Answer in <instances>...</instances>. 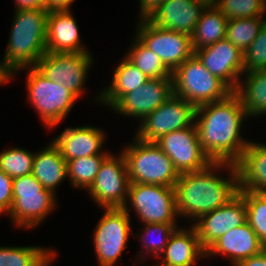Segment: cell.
<instances>
[{
  "label": "cell",
  "mask_w": 266,
  "mask_h": 266,
  "mask_svg": "<svg viewBox=\"0 0 266 266\" xmlns=\"http://www.w3.org/2000/svg\"><path fill=\"white\" fill-rule=\"evenodd\" d=\"M77 21L71 10L49 11L47 15L46 52H88L80 40Z\"/></svg>",
  "instance_id": "21"
},
{
  "label": "cell",
  "mask_w": 266,
  "mask_h": 266,
  "mask_svg": "<svg viewBox=\"0 0 266 266\" xmlns=\"http://www.w3.org/2000/svg\"><path fill=\"white\" fill-rule=\"evenodd\" d=\"M126 160L130 183L174 187L179 173L171 159L155 142H145L137 137L121 151Z\"/></svg>",
  "instance_id": "4"
},
{
  "label": "cell",
  "mask_w": 266,
  "mask_h": 266,
  "mask_svg": "<svg viewBox=\"0 0 266 266\" xmlns=\"http://www.w3.org/2000/svg\"><path fill=\"white\" fill-rule=\"evenodd\" d=\"M28 100L46 128L59 125L71 111L78 98L63 85L44 77L35 67H27Z\"/></svg>",
  "instance_id": "7"
},
{
  "label": "cell",
  "mask_w": 266,
  "mask_h": 266,
  "mask_svg": "<svg viewBox=\"0 0 266 266\" xmlns=\"http://www.w3.org/2000/svg\"><path fill=\"white\" fill-rule=\"evenodd\" d=\"M109 155H92L67 161V172L71 185L88 190L95 181L103 161Z\"/></svg>",
  "instance_id": "29"
},
{
  "label": "cell",
  "mask_w": 266,
  "mask_h": 266,
  "mask_svg": "<svg viewBox=\"0 0 266 266\" xmlns=\"http://www.w3.org/2000/svg\"><path fill=\"white\" fill-rule=\"evenodd\" d=\"M74 1L75 0H46V10L48 12L70 10V6Z\"/></svg>",
  "instance_id": "39"
},
{
  "label": "cell",
  "mask_w": 266,
  "mask_h": 266,
  "mask_svg": "<svg viewBox=\"0 0 266 266\" xmlns=\"http://www.w3.org/2000/svg\"><path fill=\"white\" fill-rule=\"evenodd\" d=\"M149 78L134 66L125 56L115 68L112 81L96 97L98 103L110 108L124 95L145 84Z\"/></svg>",
  "instance_id": "25"
},
{
  "label": "cell",
  "mask_w": 266,
  "mask_h": 266,
  "mask_svg": "<svg viewBox=\"0 0 266 266\" xmlns=\"http://www.w3.org/2000/svg\"><path fill=\"white\" fill-rule=\"evenodd\" d=\"M89 52L54 53L46 52L35 68L47 79L63 85L78 99L84 93L89 68L94 64Z\"/></svg>",
  "instance_id": "10"
},
{
  "label": "cell",
  "mask_w": 266,
  "mask_h": 266,
  "mask_svg": "<svg viewBox=\"0 0 266 266\" xmlns=\"http://www.w3.org/2000/svg\"><path fill=\"white\" fill-rule=\"evenodd\" d=\"M237 89L242 106L249 117L266 115V70L243 73Z\"/></svg>",
  "instance_id": "26"
},
{
  "label": "cell",
  "mask_w": 266,
  "mask_h": 266,
  "mask_svg": "<svg viewBox=\"0 0 266 266\" xmlns=\"http://www.w3.org/2000/svg\"><path fill=\"white\" fill-rule=\"evenodd\" d=\"M13 204V179L0 169V215L9 213Z\"/></svg>",
  "instance_id": "37"
},
{
  "label": "cell",
  "mask_w": 266,
  "mask_h": 266,
  "mask_svg": "<svg viewBox=\"0 0 266 266\" xmlns=\"http://www.w3.org/2000/svg\"><path fill=\"white\" fill-rule=\"evenodd\" d=\"M93 233V246L99 266H114L133 234L128 208H103ZM132 232V233H131Z\"/></svg>",
  "instance_id": "8"
},
{
  "label": "cell",
  "mask_w": 266,
  "mask_h": 266,
  "mask_svg": "<svg viewBox=\"0 0 266 266\" xmlns=\"http://www.w3.org/2000/svg\"><path fill=\"white\" fill-rule=\"evenodd\" d=\"M265 22L264 16L228 20L225 38L244 53Z\"/></svg>",
  "instance_id": "30"
},
{
  "label": "cell",
  "mask_w": 266,
  "mask_h": 266,
  "mask_svg": "<svg viewBox=\"0 0 266 266\" xmlns=\"http://www.w3.org/2000/svg\"><path fill=\"white\" fill-rule=\"evenodd\" d=\"M172 78H153L124 94L112 107L114 113L144 119L173 96Z\"/></svg>",
  "instance_id": "16"
},
{
  "label": "cell",
  "mask_w": 266,
  "mask_h": 266,
  "mask_svg": "<svg viewBox=\"0 0 266 266\" xmlns=\"http://www.w3.org/2000/svg\"><path fill=\"white\" fill-rule=\"evenodd\" d=\"M125 54V57L149 79L172 78V72L162 60L151 50L146 48L136 37Z\"/></svg>",
  "instance_id": "28"
},
{
  "label": "cell",
  "mask_w": 266,
  "mask_h": 266,
  "mask_svg": "<svg viewBox=\"0 0 266 266\" xmlns=\"http://www.w3.org/2000/svg\"><path fill=\"white\" fill-rule=\"evenodd\" d=\"M236 165L239 191L266 194V144L250 141Z\"/></svg>",
  "instance_id": "23"
},
{
  "label": "cell",
  "mask_w": 266,
  "mask_h": 266,
  "mask_svg": "<svg viewBox=\"0 0 266 266\" xmlns=\"http://www.w3.org/2000/svg\"><path fill=\"white\" fill-rule=\"evenodd\" d=\"M15 10L3 56L4 63L13 75L27 67H35L46 53L48 15V11L41 8Z\"/></svg>",
  "instance_id": "3"
},
{
  "label": "cell",
  "mask_w": 266,
  "mask_h": 266,
  "mask_svg": "<svg viewBox=\"0 0 266 266\" xmlns=\"http://www.w3.org/2000/svg\"><path fill=\"white\" fill-rule=\"evenodd\" d=\"M216 8L227 20L264 16L266 0H219Z\"/></svg>",
  "instance_id": "35"
},
{
  "label": "cell",
  "mask_w": 266,
  "mask_h": 266,
  "mask_svg": "<svg viewBox=\"0 0 266 266\" xmlns=\"http://www.w3.org/2000/svg\"><path fill=\"white\" fill-rule=\"evenodd\" d=\"M106 134L95 126L67 127L60 135L54 137L53 143L59 148L66 160L88 157L92 155H110L102 149Z\"/></svg>",
  "instance_id": "18"
},
{
  "label": "cell",
  "mask_w": 266,
  "mask_h": 266,
  "mask_svg": "<svg viewBox=\"0 0 266 266\" xmlns=\"http://www.w3.org/2000/svg\"><path fill=\"white\" fill-rule=\"evenodd\" d=\"M15 9L41 8L46 9V0H15Z\"/></svg>",
  "instance_id": "41"
},
{
  "label": "cell",
  "mask_w": 266,
  "mask_h": 266,
  "mask_svg": "<svg viewBox=\"0 0 266 266\" xmlns=\"http://www.w3.org/2000/svg\"><path fill=\"white\" fill-rule=\"evenodd\" d=\"M178 228V223H157V224H144L143 231L139 234L142 250L139 257H143L145 254H152L151 256H157L158 258L164 251L168 244L171 234ZM159 235L158 239H150L151 235ZM143 254V255H142Z\"/></svg>",
  "instance_id": "32"
},
{
  "label": "cell",
  "mask_w": 266,
  "mask_h": 266,
  "mask_svg": "<svg viewBox=\"0 0 266 266\" xmlns=\"http://www.w3.org/2000/svg\"><path fill=\"white\" fill-rule=\"evenodd\" d=\"M56 203V195L32 174L13 178V204L8 215L17 228L37 227L55 209Z\"/></svg>",
  "instance_id": "6"
},
{
  "label": "cell",
  "mask_w": 266,
  "mask_h": 266,
  "mask_svg": "<svg viewBox=\"0 0 266 266\" xmlns=\"http://www.w3.org/2000/svg\"><path fill=\"white\" fill-rule=\"evenodd\" d=\"M35 153L24 148H10L0 152V169L12 179L32 174Z\"/></svg>",
  "instance_id": "33"
},
{
  "label": "cell",
  "mask_w": 266,
  "mask_h": 266,
  "mask_svg": "<svg viewBox=\"0 0 266 266\" xmlns=\"http://www.w3.org/2000/svg\"><path fill=\"white\" fill-rule=\"evenodd\" d=\"M135 32V37L153 51L171 72L194 55L190 35L160 28L148 19L139 20Z\"/></svg>",
  "instance_id": "11"
},
{
  "label": "cell",
  "mask_w": 266,
  "mask_h": 266,
  "mask_svg": "<svg viewBox=\"0 0 266 266\" xmlns=\"http://www.w3.org/2000/svg\"><path fill=\"white\" fill-rule=\"evenodd\" d=\"M202 4H204L207 8L208 7H216L219 0H196Z\"/></svg>",
  "instance_id": "44"
},
{
  "label": "cell",
  "mask_w": 266,
  "mask_h": 266,
  "mask_svg": "<svg viewBox=\"0 0 266 266\" xmlns=\"http://www.w3.org/2000/svg\"><path fill=\"white\" fill-rule=\"evenodd\" d=\"M266 70V22L244 52V73Z\"/></svg>",
  "instance_id": "36"
},
{
  "label": "cell",
  "mask_w": 266,
  "mask_h": 266,
  "mask_svg": "<svg viewBox=\"0 0 266 266\" xmlns=\"http://www.w3.org/2000/svg\"><path fill=\"white\" fill-rule=\"evenodd\" d=\"M58 252H56L55 250H53L39 265L37 266H50L52 264V262L55 260L56 258V254Z\"/></svg>",
  "instance_id": "43"
},
{
  "label": "cell",
  "mask_w": 266,
  "mask_h": 266,
  "mask_svg": "<svg viewBox=\"0 0 266 266\" xmlns=\"http://www.w3.org/2000/svg\"><path fill=\"white\" fill-rule=\"evenodd\" d=\"M236 266H266V249L258 255L241 260Z\"/></svg>",
  "instance_id": "40"
},
{
  "label": "cell",
  "mask_w": 266,
  "mask_h": 266,
  "mask_svg": "<svg viewBox=\"0 0 266 266\" xmlns=\"http://www.w3.org/2000/svg\"><path fill=\"white\" fill-rule=\"evenodd\" d=\"M173 93L195 108L222 100L233 91L193 55L172 72Z\"/></svg>",
  "instance_id": "5"
},
{
  "label": "cell",
  "mask_w": 266,
  "mask_h": 266,
  "mask_svg": "<svg viewBox=\"0 0 266 266\" xmlns=\"http://www.w3.org/2000/svg\"><path fill=\"white\" fill-rule=\"evenodd\" d=\"M248 117L234 91L222 100L196 108L195 124L201 148L212 162L236 164L241 159L250 142L240 135L242 123Z\"/></svg>",
  "instance_id": "1"
},
{
  "label": "cell",
  "mask_w": 266,
  "mask_h": 266,
  "mask_svg": "<svg viewBox=\"0 0 266 266\" xmlns=\"http://www.w3.org/2000/svg\"><path fill=\"white\" fill-rule=\"evenodd\" d=\"M194 55L214 76L222 80L232 91L238 87L244 73V53L226 38L203 47Z\"/></svg>",
  "instance_id": "17"
},
{
  "label": "cell",
  "mask_w": 266,
  "mask_h": 266,
  "mask_svg": "<svg viewBox=\"0 0 266 266\" xmlns=\"http://www.w3.org/2000/svg\"><path fill=\"white\" fill-rule=\"evenodd\" d=\"M155 143L171 159L179 174L202 170L212 162L201 148L195 123L167 133Z\"/></svg>",
  "instance_id": "14"
},
{
  "label": "cell",
  "mask_w": 266,
  "mask_h": 266,
  "mask_svg": "<svg viewBox=\"0 0 266 266\" xmlns=\"http://www.w3.org/2000/svg\"><path fill=\"white\" fill-rule=\"evenodd\" d=\"M129 177L126 160L110 154L102 163L95 181L87 190L90 198L103 208H124L128 198Z\"/></svg>",
  "instance_id": "13"
},
{
  "label": "cell",
  "mask_w": 266,
  "mask_h": 266,
  "mask_svg": "<svg viewBox=\"0 0 266 266\" xmlns=\"http://www.w3.org/2000/svg\"><path fill=\"white\" fill-rule=\"evenodd\" d=\"M166 0H139L140 20L147 19Z\"/></svg>",
  "instance_id": "38"
},
{
  "label": "cell",
  "mask_w": 266,
  "mask_h": 266,
  "mask_svg": "<svg viewBox=\"0 0 266 266\" xmlns=\"http://www.w3.org/2000/svg\"><path fill=\"white\" fill-rule=\"evenodd\" d=\"M247 207V222L266 246V194L239 191Z\"/></svg>",
  "instance_id": "34"
},
{
  "label": "cell",
  "mask_w": 266,
  "mask_h": 266,
  "mask_svg": "<svg viewBox=\"0 0 266 266\" xmlns=\"http://www.w3.org/2000/svg\"><path fill=\"white\" fill-rule=\"evenodd\" d=\"M228 20L216 7H208L191 34L193 51L212 45L226 36Z\"/></svg>",
  "instance_id": "27"
},
{
  "label": "cell",
  "mask_w": 266,
  "mask_h": 266,
  "mask_svg": "<svg viewBox=\"0 0 266 266\" xmlns=\"http://www.w3.org/2000/svg\"><path fill=\"white\" fill-rule=\"evenodd\" d=\"M128 205L143 224L178 223L174 187L130 183L124 208Z\"/></svg>",
  "instance_id": "9"
},
{
  "label": "cell",
  "mask_w": 266,
  "mask_h": 266,
  "mask_svg": "<svg viewBox=\"0 0 266 266\" xmlns=\"http://www.w3.org/2000/svg\"><path fill=\"white\" fill-rule=\"evenodd\" d=\"M13 76V72L6 66L2 59L0 62V85L12 80Z\"/></svg>",
  "instance_id": "42"
},
{
  "label": "cell",
  "mask_w": 266,
  "mask_h": 266,
  "mask_svg": "<svg viewBox=\"0 0 266 266\" xmlns=\"http://www.w3.org/2000/svg\"><path fill=\"white\" fill-rule=\"evenodd\" d=\"M53 250L42 246H0V266H37Z\"/></svg>",
  "instance_id": "31"
},
{
  "label": "cell",
  "mask_w": 266,
  "mask_h": 266,
  "mask_svg": "<svg viewBox=\"0 0 266 266\" xmlns=\"http://www.w3.org/2000/svg\"><path fill=\"white\" fill-rule=\"evenodd\" d=\"M266 249L249 223L229 230L214 242L207 250L206 257L220 255L226 257L233 266L241 260L258 255ZM208 256V257H207Z\"/></svg>",
  "instance_id": "19"
},
{
  "label": "cell",
  "mask_w": 266,
  "mask_h": 266,
  "mask_svg": "<svg viewBox=\"0 0 266 266\" xmlns=\"http://www.w3.org/2000/svg\"><path fill=\"white\" fill-rule=\"evenodd\" d=\"M225 169L229 177L216 172ZM179 217L194 219L227 204L239 193L237 165L229 162H211L206 168L179 175L174 186Z\"/></svg>",
  "instance_id": "2"
},
{
  "label": "cell",
  "mask_w": 266,
  "mask_h": 266,
  "mask_svg": "<svg viewBox=\"0 0 266 266\" xmlns=\"http://www.w3.org/2000/svg\"><path fill=\"white\" fill-rule=\"evenodd\" d=\"M189 228V229H188ZM177 228L170 236L161 256L160 266H195L196 261L206 257L196 229ZM188 229V230H187Z\"/></svg>",
  "instance_id": "22"
},
{
  "label": "cell",
  "mask_w": 266,
  "mask_h": 266,
  "mask_svg": "<svg viewBox=\"0 0 266 266\" xmlns=\"http://www.w3.org/2000/svg\"><path fill=\"white\" fill-rule=\"evenodd\" d=\"M196 221L192 226L196 229L200 244L206 251L229 230L247 222V207L244 197L238 193L227 204L201 215Z\"/></svg>",
  "instance_id": "15"
},
{
  "label": "cell",
  "mask_w": 266,
  "mask_h": 266,
  "mask_svg": "<svg viewBox=\"0 0 266 266\" xmlns=\"http://www.w3.org/2000/svg\"><path fill=\"white\" fill-rule=\"evenodd\" d=\"M195 111L191 103L173 94L140 121L135 137L145 142H156L167 133L192 126Z\"/></svg>",
  "instance_id": "12"
},
{
  "label": "cell",
  "mask_w": 266,
  "mask_h": 266,
  "mask_svg": "<svg viewBox=\"0 0 266 266\" xmlns=\"http://www.w3.org/2000/svg\"><path fill=\"white\" fill-rule=\"evenodd\" d=\"M32 175L45 189L54 194L57 186L68 177L67 161L52 141L44 149L35 153Z\"/></svg>",
  "instance_id": "24"
},
{
  "label": "cell",
  "mask_w": 266,
  "mask_h": 266,
  "mask_svg": "<svg viewBox=\"0 0 266 266\" xmlns=\"http://www.w3.org/2000/svg\"><path fill=\"white\" fill-rule=\"evenodd\" d=\"M206 9L196 0H166L147 19L160 28L191 36Z\"/></svg>",
  "instance_id": "20"
}]
</instances>
